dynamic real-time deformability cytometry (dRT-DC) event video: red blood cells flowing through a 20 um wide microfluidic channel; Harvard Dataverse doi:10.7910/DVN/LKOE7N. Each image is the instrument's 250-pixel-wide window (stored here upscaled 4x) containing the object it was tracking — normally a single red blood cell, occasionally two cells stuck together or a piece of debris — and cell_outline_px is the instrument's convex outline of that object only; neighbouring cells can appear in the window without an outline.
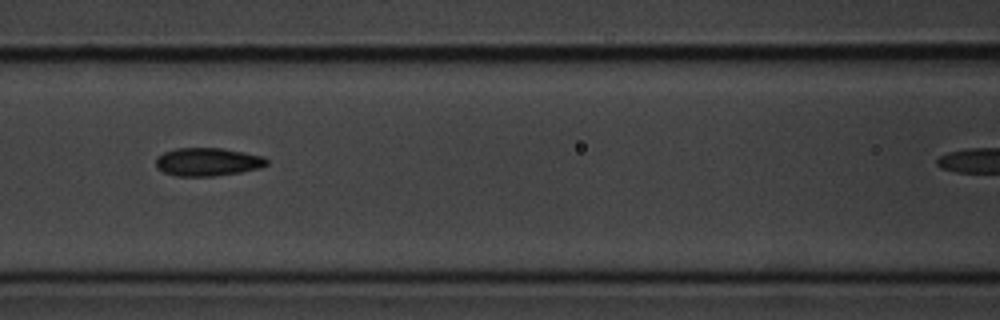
{"species": "common noctule bat (a hibernating species)", "species_latin": "Nyctalus noctula", "temperature_condition": "cold", "stored_images_in_passage": 6, "camera_frame_rate_fps": 3000, "um_per_image_px": 0.085, "animal": {"sex": "male", "body_mass_g": 20.1, "forearm_length_mm": 53.5}, "frame": {"image": 1, "passage_image": 5, "time_ms": 4.667, "image_size_px": [1000, 320], "cell_outline_px": [[268, 164], [260, 168], [240, 172], [212, 176], [176, 176], [164, 172], [156, 164], [156, 156], [164, 152], [176, 148], [224, 148], [264, 156], [268, 160]], "centroid_in_image_um": [17.67, 13.75], "position_along_channel_um": 148.9, "area_um2": 18.21}}